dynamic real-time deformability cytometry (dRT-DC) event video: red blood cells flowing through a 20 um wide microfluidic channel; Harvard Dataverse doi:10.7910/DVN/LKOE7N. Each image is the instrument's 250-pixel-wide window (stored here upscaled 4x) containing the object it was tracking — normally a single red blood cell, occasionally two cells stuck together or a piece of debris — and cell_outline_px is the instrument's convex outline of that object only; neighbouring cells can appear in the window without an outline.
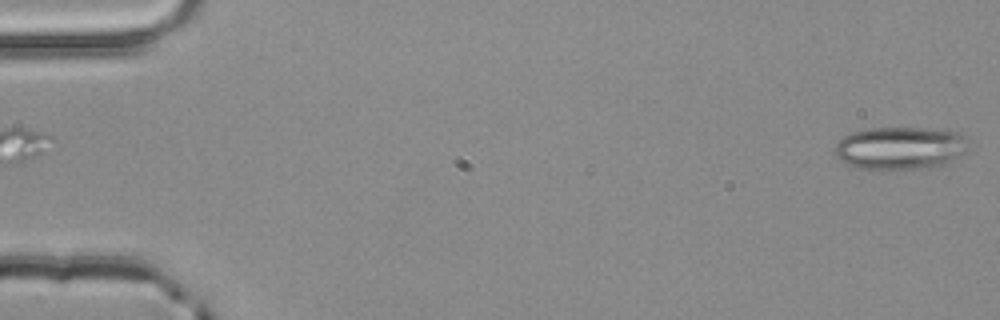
{"species": "common noctule bat (a hibernating species)", "species_latin": "Nyctalus noctula", "temperature_condition": "room temperature", "stored_images_in_passage": 3, "segment_of_instrument_passage": [2, 2], "camera_frame_rate_fps": 3000, "um_per_image_px": 0.085, "animal": {"sex": "male", "body_mass_g": 20.4}, "frame": {"image": 1, "passage_image": 3, "time_ms": 0.667, "image_size_px": [1000, 320], "cell_outline_px": [[964, 152], [944, 164], [916, 168], [860, 168], [848, 164], [840, 160], [836, 156], [836, 144], [844, 136], [852, 132], [868, 128], [924, 128], [960, 132], [964, 136]], "centroid_in_image_um": [76.46, 12.56], "position_along_channel_um": 8.5, "area_um2": 32.37}}